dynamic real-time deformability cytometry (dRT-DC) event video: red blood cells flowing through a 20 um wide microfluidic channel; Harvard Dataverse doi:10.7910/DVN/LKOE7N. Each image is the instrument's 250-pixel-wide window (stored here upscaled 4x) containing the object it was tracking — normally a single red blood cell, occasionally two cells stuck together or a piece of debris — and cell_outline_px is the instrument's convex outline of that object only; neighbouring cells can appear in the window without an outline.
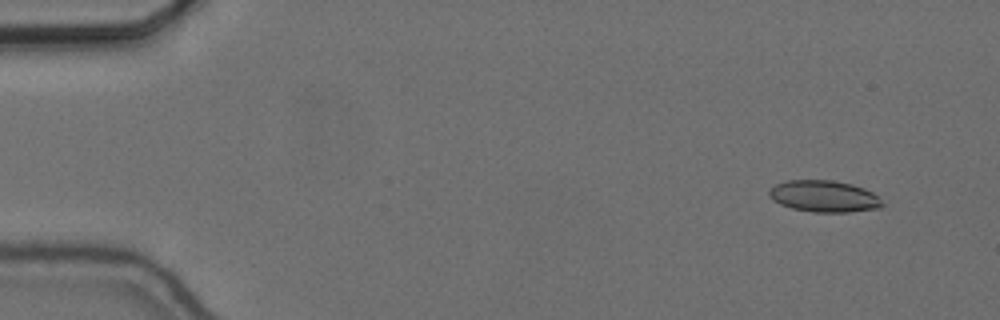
{"species": "common noctule bat (a hibernating species)", "species_latin": "Nyctalus noctula", "temperature_condition": "cold", "stored_images_in_passage": 10, "camera_frame_rate_fps": 3000, "um_per_image_px": 0.085, "animal": {"sex": "female", "body_mass_g": 24.6, "forearm_length_mm": 56.2}, "frame": {"image": 1, "passage_image": 1, "time_ms": 0.0, "image_size_px": [1000, 320], "cell_outline_px": [[884, 204], [880, 208], [848, 212], [812, 212], [792, 208], [780, 204], [768, 196], [768, 192], [776, 184], [788, 180], [832, 180], [852, 184], [864, 188], [872, 192]], "centroid_in_image_um": [70.04, 16.68], "position_along_channel_um": 15.0, "area_um2": 20.75}}